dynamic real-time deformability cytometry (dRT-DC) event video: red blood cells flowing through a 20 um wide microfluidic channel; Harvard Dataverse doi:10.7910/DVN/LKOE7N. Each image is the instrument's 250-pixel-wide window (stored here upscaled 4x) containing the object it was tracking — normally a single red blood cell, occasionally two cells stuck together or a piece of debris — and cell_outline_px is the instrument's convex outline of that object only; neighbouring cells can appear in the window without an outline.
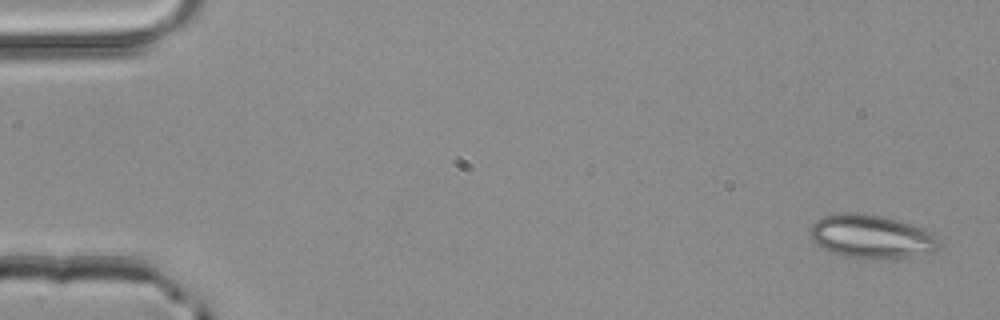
{"species": "common noctule bat (a hibernating species)", "species_latin": "Nyctalus noctula", "temperature_condition": "room temperature", "stored_images_in_passage": 4, "camera_frame_rate_fps": 3000, "um_per_image_px": 0.085, "animal": {"sex": "male", "body_mass_g": 20.4}, "frame": {"image": 1, "passage_image": 1, "time_ms": 0.0, "image_size_px": [1000, 320], "cell_outline_px": [[940, 248], [936, 252], [880, 260], [864, 260], [840, 256], [828, 252], [820, 248], [808, 236], [808, 228], [816, 220], [824, 216], [840, 212], [856, 212], [880, 216], [912, 224], [924, 228], [932, 232], [940, 240]], "centroid_in_image_um": [74.03, 20.13], "position_along_channel_um": 11.0, "area_um2": 33.76}}